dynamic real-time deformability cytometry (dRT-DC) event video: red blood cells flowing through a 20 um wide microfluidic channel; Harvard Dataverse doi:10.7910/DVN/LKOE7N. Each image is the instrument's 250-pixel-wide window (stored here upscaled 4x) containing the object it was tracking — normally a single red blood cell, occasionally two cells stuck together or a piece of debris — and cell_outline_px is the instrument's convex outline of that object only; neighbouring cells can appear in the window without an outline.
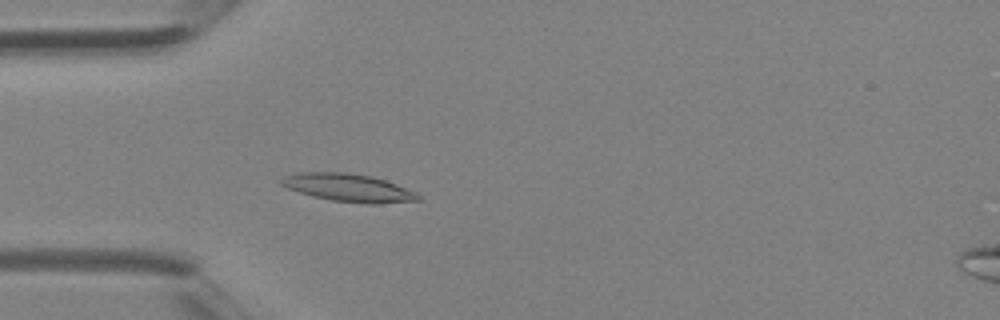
{"species": "Egyptian fruit bat (a non-hibernating species)", "species_latin": "Rousettus aegyptiacus", "temperature_condition": "room temperature", "stored_images_in_passage": 35, "camera_frame_rate_fps": 3000, "um_per_image_px": 0.085, "animal": {"sex": "female"}, "frame": {"image": 1, "passage_image": 7, "time_ms": 2.0, "image_size_px": [1000, 320], "cell_outline_px": [[420, 200], [372, 204], [332, 200], [312, 196], [288, 188], [280, 184], [280, 180], [284, 176], [300, 172], [344, 172], [372, 176], [396, 184], [416, 192], [420, 196]], "centroid_in_image_um": [29.6, 15.95], "position_along_channel_um": 55.4, "area_um2": 21.96}}
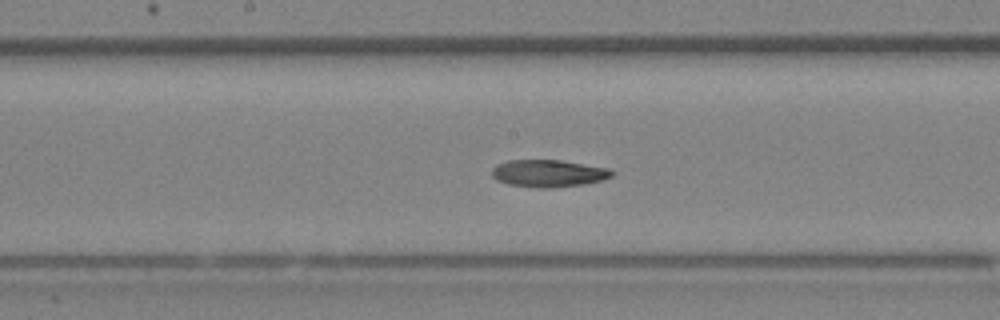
{"frame": {"image": 2, "passage_image": 16, "time_ms": 5.0, "image_size_px": [1000, 320], "cell_outline_px": [[616, 172], [612, 176], [604, 180], [580, 184], [552, 188], [540, 188], [508, 184], [496, 180], [492, 176], [492, 168], [496, 164], [508, 160], [560, 160], [612, 168]], "centroid_in_image_um": [46.64, 14.72], "position_along_channel_um": 201.6, "area_um2": 19.25}}
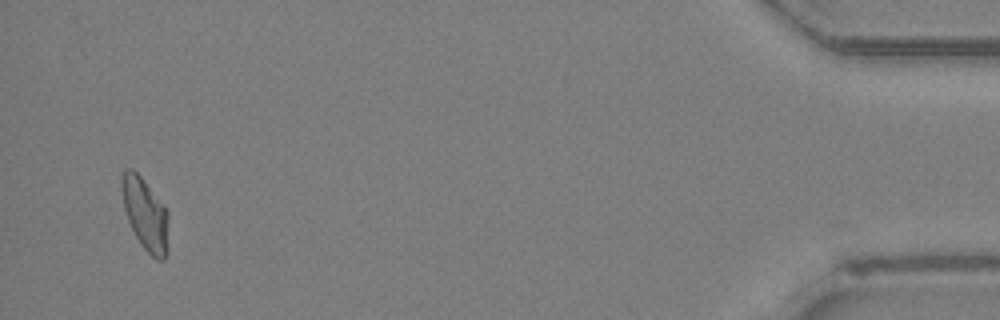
{"frame": {"image": 3, "passage_image": 34, "time_ms": 11.0, "image_size_px": [1000, 320], "cell_outline_px": [[168, 256], [164, 260], [156, 260], [140, 244], [128, 220], [124, 208], [120, 188], [120, 180], [124, 172], [128, 168], [132, 168], [140, 176], [168, 212]], "centroid_in_image_um": [12.35, 18.24], "position_along_channel_um": 422.8, "area_um2": 19.59}}